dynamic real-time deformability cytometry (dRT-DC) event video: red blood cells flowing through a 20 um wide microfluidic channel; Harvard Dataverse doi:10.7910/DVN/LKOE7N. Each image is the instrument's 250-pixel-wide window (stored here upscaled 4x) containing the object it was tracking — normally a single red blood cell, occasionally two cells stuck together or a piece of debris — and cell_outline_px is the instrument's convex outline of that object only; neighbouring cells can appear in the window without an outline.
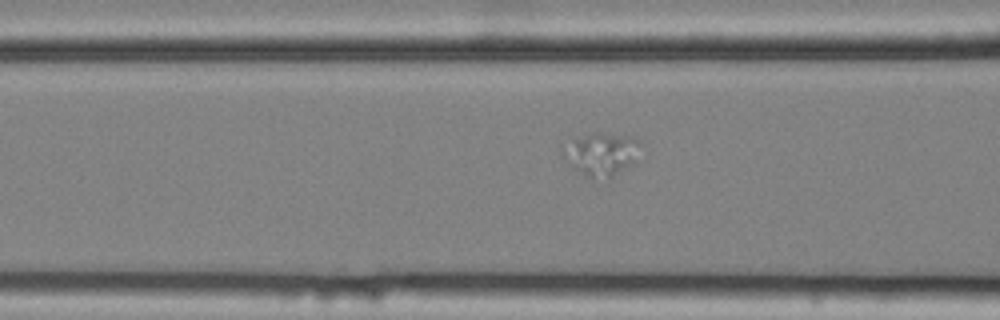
{"species": "common noctule bat (a hibernating species)", "species_latin": "Nyctalus noctula", "temperature_condition": "cold", "stored_images_in_passage": 25, "camera_frame_rate_fps": 3000, "um_per_image_px": 0.085, "animal": {"sex": "female", "body_mass_g": 25.1}, "frame": {"image": 1, "passage_image": 17, "time_ms": 5.333, "image_size_px": [1000, 320], "cell_outline_px": [[640, 144], [632, 164], [612, 176], [592, 180], [576, 168], [560, 152], [560, 144], [592, 132], [604, 132], [632, 136]], "centroid_in_image_um": [51.06, 13.05], "position_along_channel_um": 115.5, "area_um2": 19.25}}
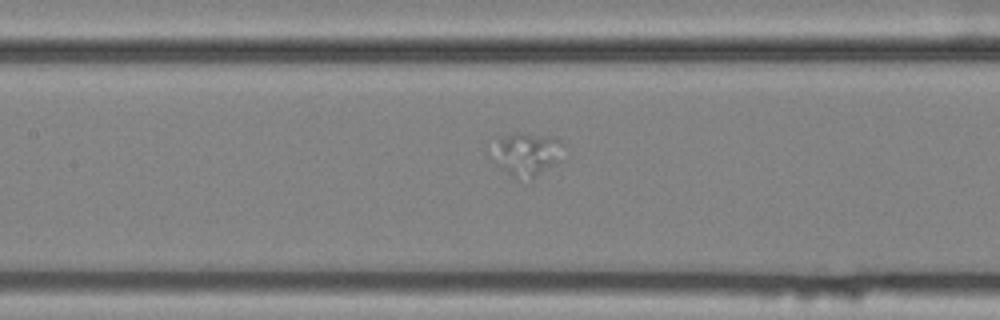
{"frame": {"image": 2, "passage_image": 21, "time_ms": 6.667, "image_size_px": [1000, 320], "cell_outline_px": [[568, 144], [564, 160], [532, 180], [512, 176], [504, 168], [496, 144], [500, 140], [508, 136], [520, 132], [556, 136]], "centroid_in_image_um": [45.12, 13.08], "position_along_channel_um": 162.3, "area_um2": 17.69}}